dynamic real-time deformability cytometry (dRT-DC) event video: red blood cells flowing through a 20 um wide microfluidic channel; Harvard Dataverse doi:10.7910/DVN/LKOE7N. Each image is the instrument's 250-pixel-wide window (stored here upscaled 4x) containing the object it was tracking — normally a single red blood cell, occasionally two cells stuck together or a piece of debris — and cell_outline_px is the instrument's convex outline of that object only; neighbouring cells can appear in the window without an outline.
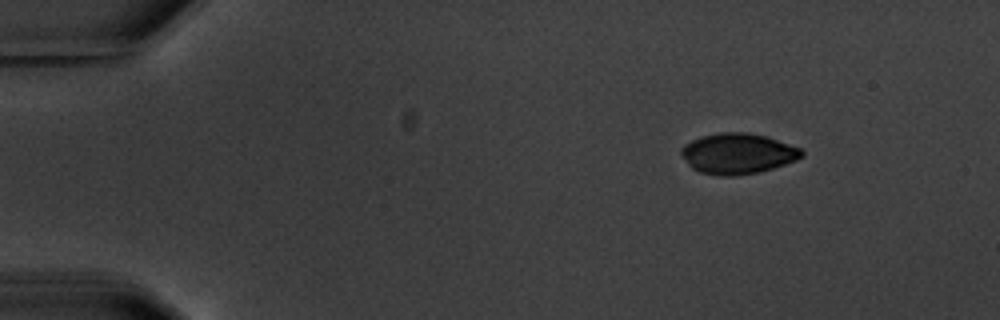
{"species": "common noctule bat (a hibernating species)", "species_latin": "Nyctalus noctula", "temperature_condition": "warm", "stored_images_in_passage": 5, "segment_of_instrument_passage": [2, 2], "camera_frame_rate_fps": 3000, "um_per_image_px": 0.085, "animal": {"sex": "male", "body_mass_g": 20.1, "forearm_length_mm": 53.5}, "frame": {"image": 1, "passage_image": 5, "time_ms": 6.333, "image_size_px": [1000, 320], "cell_outline_px": [[804, 156], [796, 160], [760, 172], [736, 176], [716, 176], [700, 172], [692, 168], [688, 164], [680, 152], [680, 148], [684, 144], [692, 140], [704, 136], [720, 132], [748, 132], [768, 136], [800, 148], [804, 152]], "centroid_in_image_um": [62.71, 13.06], "position_along_channel_um": 22.3, "area_um2": 28.67}}